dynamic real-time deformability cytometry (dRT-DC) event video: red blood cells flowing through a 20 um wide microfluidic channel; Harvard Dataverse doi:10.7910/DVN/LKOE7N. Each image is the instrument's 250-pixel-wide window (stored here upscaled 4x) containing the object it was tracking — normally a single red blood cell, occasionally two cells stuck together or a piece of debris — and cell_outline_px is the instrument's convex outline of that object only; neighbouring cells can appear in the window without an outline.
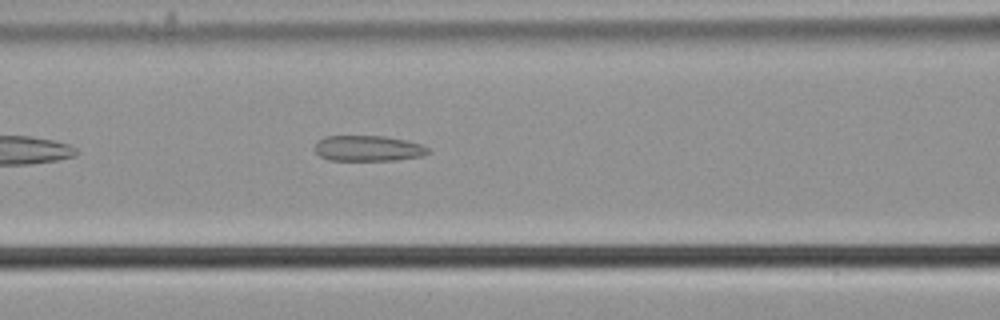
{"species": "common noctule bat (a hibernating species)", "species_latin": "Nyctalus noctula", "temperature_condition": "cold", "stored_images_in_passage": 41, "camera_frame_rate_fps": 3000, "um_per_image_px": 0.085, "animal": {"sex": "male", "body_mass_g": 21.5, "forearm_length_mm": 52.0}, "frame": {"image": 1, "passage_image": 9, "time_ms": 2.667, "image_size_px": [1000, 320], "cell_outline_px": [[432, 152], [424, 156], [396, 160], [328, 160], [320, 156], [312, 148], [324, 136], [384, 136], [404, 140], [420, 144], [428, 148]], "centroid_in_image_um": [31.29, 12.62], "position_along_channel_um": 135.3, "area_um2": 16.99}}
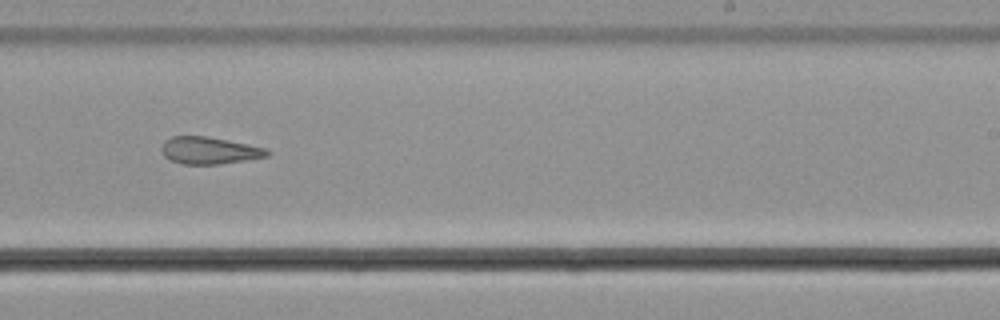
{"frame": {"image": 2, "passage_image": 20, "time_ms": 6.333, "image_size_px": [1000, 320], "cell_outline_px": [[272, 152], [268, 156], [220, 164], [180, 164], [164, 156], [160, 148], [164, 140], [172, 136], [208, 136], [268, 148]], "centroid_in_image_um": [17.79, 12.78], "position_along_channel_um": 271.2, "area_um2": 16.82}}
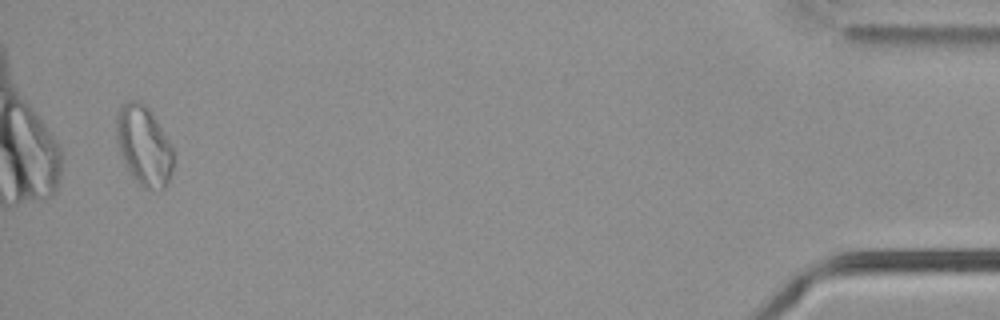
{"frame": {"image": 3, "passage_image": 39, "time_ms": 12.667, "image_size_px": [1000, 320], "cell_outline_px": [[176, 160], [172, 172], [164, 188], [144, 188], [132, 176], [124, 164], [116, 140], [116, 116], [120, 108], [128, 100], [136, 100], [144, 104], [148, 108], [168, 140], [172, 148]], "centroid_in_image_um": [12.22, 12.39], "position_along_channel_um": 423.0, "area_um2": 26.24}, "authors_computed_cell_mechanics": {"area_um2": 18.1492, "velocity_mm_per_s": 3.7179, "shape_relaxation_time_tau1_ms": null, "shape_relaxation_time_tau2_ms": 5.8076, "deformation_change_tau1": null, "deformation_change_tau2": 0.1634}}